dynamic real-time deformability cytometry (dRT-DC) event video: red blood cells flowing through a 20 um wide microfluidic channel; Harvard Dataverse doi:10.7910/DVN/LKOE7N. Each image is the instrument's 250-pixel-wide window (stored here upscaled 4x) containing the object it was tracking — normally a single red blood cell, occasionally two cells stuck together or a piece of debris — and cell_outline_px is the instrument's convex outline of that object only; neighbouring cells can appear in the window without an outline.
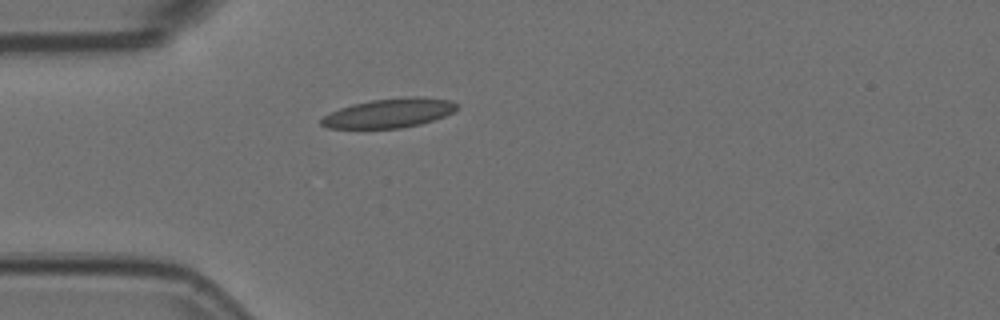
{"species": "Egyptian fruit bat (a non-hibernating species)", "species_latin": "Rousettus aegyptiacus", "temperature_condition": "room temperature", "stored_images_in_passage": 1, "camera_frame_rate_fps": 3000, "um_per_image_px": 0.085, "animal": {"sex": "female"}, "frame": {"image": 1, "passage_image": 1, "time_ms": 0.0, "image_size_px": [1000, 320], "cell_outline_px": [[460, 104], [452, 112], [444, 116], [420, 124], [400, 128], [328, 128], [320, 124], [320, 120], [324, 116], [340, 108], [352, 104], [372, 100], [448, 100]], "centroid_in_image_um": [32.97, 9.68], "position_along_channel_um": 52.0, "area_um2": 21.68}}